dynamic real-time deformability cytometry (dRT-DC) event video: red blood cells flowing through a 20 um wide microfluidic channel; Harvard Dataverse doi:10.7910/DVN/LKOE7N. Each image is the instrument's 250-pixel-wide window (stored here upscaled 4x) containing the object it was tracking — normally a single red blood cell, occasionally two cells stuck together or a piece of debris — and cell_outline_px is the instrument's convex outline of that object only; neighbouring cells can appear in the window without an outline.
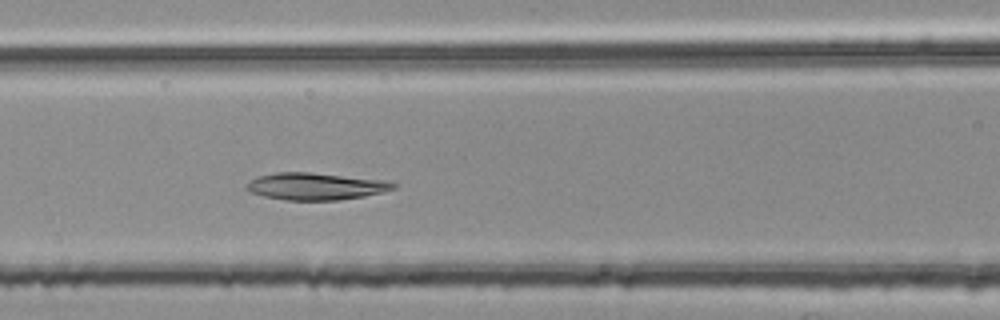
{"species": "common noctule bat (a hibernating species)", "species_latin": "Nyctalus noctula", "temperature_condition": "room temperature", "stored_images_in_passage": 36, "camera_frame_rate_fps": 3000, "um_per_image_px": 0.085, "animal": {"sex": "female", "body_mass_g": 25.1}, "frame": {"image": 1, "passage_image": 8, "time_ms": 2.333, "image_size_px": [1000, 320], "cell_outline_px": [[396, 188], [384, 192], [364, 196], [340, 200], [284, 200], [264, 196], [252, 192], [244, 188], [252, 180], [260, 176], [276, 172], [312, 172], [384, 180], [396, 184]], "centroid_in_image_um": [26.86, 15.84], "position_along_channel_um": 139.7, "area_um2": 23.06}}
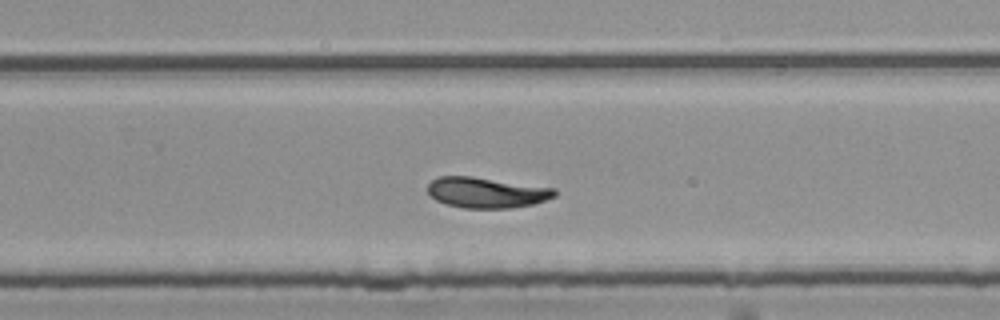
{"frame": {"image": 2, "passage_image": 20, "time_ms": 6.333, "image_size_px": [1000, 320], "cell_outline_px": [[556, 196], [532, 204], [512, 208], [464, 208], [448, 204], [436, 200], [428, 192], [428, 184], [432, 180], [440, 176], [472, 176], [556, 188]], "centroid_in_image_um": [41.36, 16.36], "position_along_channel_um": 288.4, "area_um2": 22.54}}
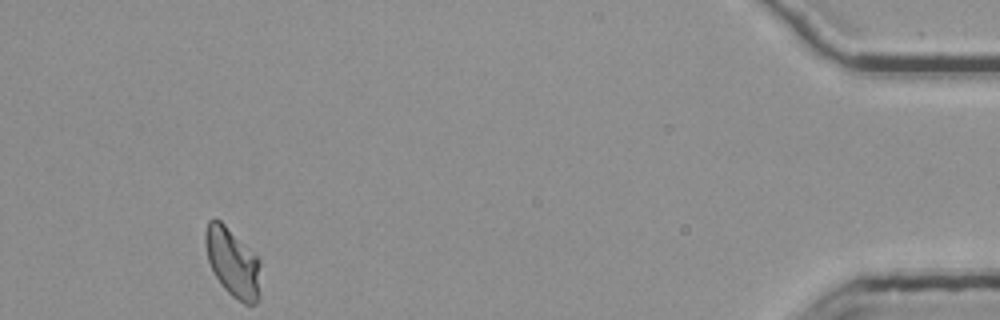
{"frame": {"image": 3, "passage_image": 36, "time_ms": 11.667, "image_size_px": [1000, 320], "cell_outline_px": [[260, 264], [256, 304], [244, 304], [232, 296], [220, 284], [212, 272], [208, 260], [204, 240], [204, 232], [208, 220], [220, 220], [260, 260]], "centroid_in_image_um": [19.72, 22.3], "position_along_channel_um": 415.5, "area_um2": 21.73}, "authors_computed_cell_mechanics": {"area_um2": 22.5709, "velocity_mm_per_s": 3.7329, "shape_relaxation_time_tau1_ms": 9.361, "shape_relaxation_time_tau2_ms": null, "deformation_change_tau1": 0.2391, "deformation_change_tau2": null}}